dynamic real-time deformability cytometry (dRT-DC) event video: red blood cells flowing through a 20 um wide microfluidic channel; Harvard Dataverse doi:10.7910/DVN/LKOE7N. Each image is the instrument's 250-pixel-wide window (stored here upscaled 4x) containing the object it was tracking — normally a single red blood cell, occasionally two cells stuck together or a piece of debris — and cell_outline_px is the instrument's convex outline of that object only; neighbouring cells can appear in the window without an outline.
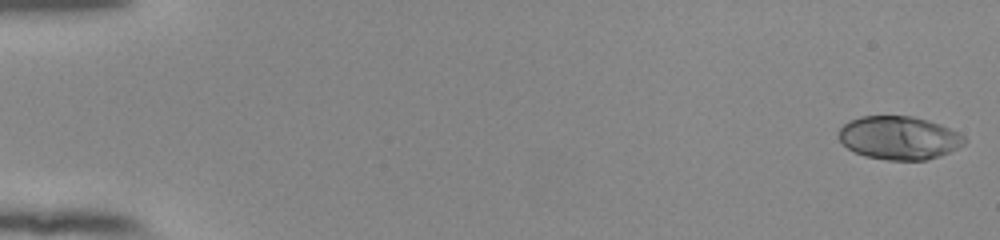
{"species": "human", "species_latin": "Homo sapiens", "temperature_condition": "room temperature", "stored_images_in_passage": 54, "camera_frame_rate_fps": 3000, "um_per_image_px": 0.085, "donor": {"sex": "female"}, "frame": {"image": 1, "passage_image": 1, "time_ms": 0.0, "image_size_px": [1000, 240], "cell_outline_px": [[968, 140], [964, 144], [948, 152], [924, 160], [888, 160], [864, 156], [848, 148], [836, 136], [840, 128], [844, 124], [860, 116], [912, 116], [928, 120], [940, 124], [964, 136]], "centroid_in_image_um": [76.39, 11.71], "position_along_channel_um": 8.6, "area_um2": 31.5}}
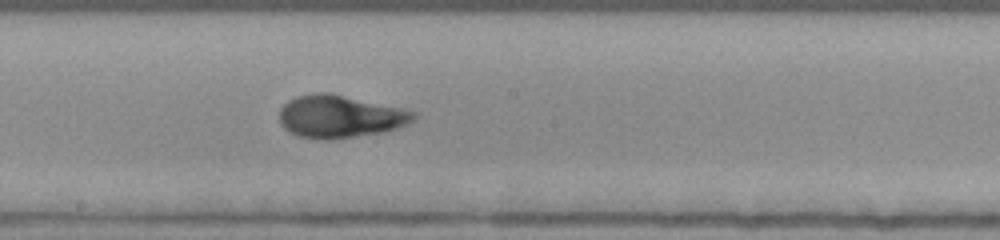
{"frame": {"image": 2, "passage_image": 31, "time_ms": 10.0, "image_size_px": [1000, 240], "cell_outline_px": [[416, 116], [408, 124], [384, 132], [332, 140], [320, 140], [300, 136], [284, 128], [280, 124], [280, 108], [288, 100], [296, 96], [320, 92], [328, 92], [404, 108], [416, 112]], "centroid_in_image_um": [28.91, 9.9], "position_along_channel_um": 219.3, "area_um2": 33.47}}
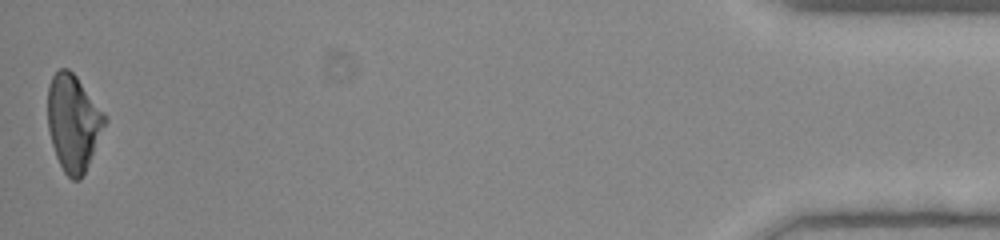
{"frame": {"image": 3, "passage_image": 54, "time_ms": 17.667, "image_size_px": [1000, 240], "cell_outline_px": [[108, 120], [88, 164], [80, 180], [72, 180], [64, 172], [56, 156], [52, 144], [48, 128], [48, 84], [52, 76], [60, 68], [68, 68], [76, 76], [108, 116]], "centroid_in_image_um": [6.24, 10.4], "position_along_channel_um": 429.0, "area_um2": 32.02}, "authors_computed_cell_mechanics": {"area_um2": 31.8478, "velocity_mm_per_s": 3.8614, "shape_relaxation_time_tau1_ms": 3.612, "shape_relaxation_time_tau2_ms": 0.6208, "deformation_change_tau1": 0.1936, "deformation_change_tau2": 0.0398}}